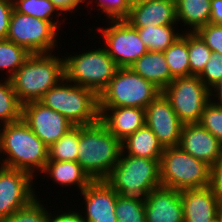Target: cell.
<instances>
[{"mask_svg": "<svg viewBox=\"0 0 222 222\" xmlns=\"http://www.w3.org/2000/svg\"><path fill=\"white\" fill-rule=\"evenodd\" d=\"M56 9L65 17L68 14H75L77 9L79 10L83 6H85L86 0H49ZM81 6V7H80Z\"/></svg>", "mask_w": 222, "mask_h": 222, "instance_id": "cell-40", "label": "cell"}, {"mask_svg": "<svg viewBox=\"0 0 222 222\" xmlns=\"http://www.w3.org/2000/svg\"><path fill=\"white\" fill-rule=\"evenodd\" d=\"M129 68L151 82L161 92L173 80L163 52L148 51Z\"/></svg>", "mask_w": 222, "mask_h": 222, "instance_id": "cell-22", "label": "cell"}, {"mask_svg": "<svg viewBox=\"0 0 222 222\" xmlns=\"http://www.w3.org/2000/svg\"><path fill=\"white\" fill-rule=\"evenodd\" d=\"M148 1H152V0H129L131 7L143 2H148Z\"/></svg>", "mask_w": 222, "mask_h": 222, "instance_id": "cell-45", "label": "cell"}, {"mask_svg": "<svg viewBox=\"0 0 222 222\" xmlns=\"http://www.w3.org/2000/svg\"><path fill=\"white\" fill-rule=\"evenodd\" d=\"M0 124H8L22 119V104L14 92L10 79L0 78Z\"/></svg>", "mask_w": 222, "mask_h": 222, "instance_id": "cell-28", "label": "cell"}, {"mask_svg": "<svg viewBox=\"0 0 222 222\" xmlns=\"http://www.w3.org/2000/svg\"><path fill=\"white\" fill-rule=\"evenodd\" d=\"M22 119L47 147L75 126L62 114L39 101L22 105Z\"/></svg>", "mask_w": 222, "mask_h": 222, "instance_id": "cell-13", "label": "cell"}, {"mask_svg": "<svg viewBox=\"0 0 222 222\" xmlns=\"http://www.w3.org/2000/svg\"><path fill=\"white\" fill-rule=\"evenodd\" d=\"M105 181L118 195L144 199L150 191L162 186L159 161L134 157L122 151Z\"/></svg>", "mask_w": 222, "mask_h": 222, "instance_id": "cell-6", "label": "cell"}, {"mask_svg": "<svg viewBox=\"0 0 222 222\" xmlns=\"http://www.w3.org/2000/svg\"><path fill=\"white\" fill-rule=\"evenodd\" d=\"M78 195L81 196L82 208L78 207L83 222H117L115 205L118 194L105 180H93Z\"/></svg>", "mask_w": 222, "mask_h": 222, "instance_id": "cell-15", "label": "cell"}, {"mask_svg": "<svg viewBox=\"0 0 222 222\" xmlns=\"http://www.w3.org/2000/svg\"><path fill=\"white\" fill-rule=\"evenodd\" d=\"M197 33L205 41L212 53L222 55V25L208 23L201 27Z\"/></svg>", "mask_w": 222, "mask_h": 222, "instance_id": "cell-37", "label": "cell"}, {"mask_svg": "<svg viewBox=\"0 0 222 222\" xmlns=\"http://www.w3.org/2000/svg\"><path fill=\"white\" fill-rule=\"evenodd\" d=\"M209 101L222 106V80L209 88Z\"/></svg>", "mask_w": 222, "mask_h": 222, "instance_id": "cell-43", "label": "cell"}, {"mask_svg": "<svg viewBox=\"0 0 222 222\" xmlns=\"http://www.w3.org/2000/svg\"><path fill=\"white\" fill-rule=\"evenodd\" d=\"M145 124L153 131L163 148L179 145L184 124L178 119L163 92L145 108Z\"/></svg>", "mask_w": 222, "mask_h": 222, "instance_id": "cell-14", "label": "cell"}, {"mask_svg": "<svg viewBox=\"0 0 222 222\" xmlns=\"http://www.w3.org/2000/svg\"><path fill=\"white\" fill-rule=\"evenodd\" d=\"M41 174L42 179L49 178L57 188L61 186L65 190H74L76 187L75 190L78 189L80 193L93 181L77 161L48 160Z\"/></svg>", "mask_w": 222, "mask_h": 222, "instance_id": "cell-21", "label": "cell"}, {"mask_svg": "<svg viewBox=\"0 0 222 222\" xmlns=\"http://www.w3.org/2000/svg\"><path fill=\"white\" fill-rule=\"evenodd\" d=\"M178 146L210 167L222 158V144L199 123L183 125Z\"/></svg>", "mask_w": 222, "mask_h": 222, "instance_id": "cell-16", "label": "cell"}, {"mask_svg": "<svg viewBox=\"0 0 222 222\" xmlns=\"http://www.w3.org/2000/svg\"><path fill=\"white\" fill-rule=\"evenodd\" d=\"M159 168L163 187L183 190L210 186L211 167L179 146L164 148Z\"/></svg>", "mask_w": 222, "mask_h": 222, "instance_id": "cell-7", "label": "cell"}, {"mask_svg": "<svg viewBox=\"0 0 222 222\" xmlns=\"http://www.w3.org/2000/svg\"><path fill=\"white\" fill-rule=\"evenodd\" d=\"M210 13L211 0H176V18L182 33L197 32L210 23Z\"/></svg>", "mask_w": 222, "mask_h": 222, "instance_id": "cell-23", "label": "cell"}, {"mask_svg": "<svg viewBox=\"0 0 222 222\" xmlns=\"http://www.w3.org/2000/svg\"><path fill=\"white\" fill-rule=\"evenodd\" d=\"M39 191H36V198L26 207L19 209L9 217L0 222H47L49 206L43 202V198L38 196Z\"/></svg>", "mask_w": 222, "mask_h": 222, "instance_id": "cell-33", "label": "cell"}, {"mask_svg": "<svg viewBox=\"0 0 222 222\" xmlns=\"http://www.w3.org/2000/svg\"><path fill=\"white\" fill-rule=\"evenodd\" d=\"M93 2L97 3V5L92 4ZM85 3H91L90 6L92 7V10L98 6V13L101 12L100 15L103 14L105 16L104 19L106 20L125 19L129 15L131 8L129 0H91V2L90 0L89 2L86 0Z\"/></svg>", "mask_w": 222, "mask_h": 222, "instance_id": "cell-34", "label": "cell"}, {"mask_svg": "<svg viewBox=\"0 0 222 222\" xmlns=\"http://www.w3.org/2000/svg\"><path fill=\"white\" fill-rule=\"evenodd\" d=\"M162 92L183 124L198 123L209 102V88L197 75L175 78Z\"/></svg>", "mask_w": 222, "mask_h": 222, "instance_id": "cell-11", "label": "cell"}, {"mask_svg": "<svg viewBox=\"0 0 222 222\" xmlns=\"http://www.w3.org/2000/svg\"><path fill=\"white\" fill-rule=\"evenodd\" d=\"M70 206H72L70 207V209L68 206H66L67 208H65L64 210L62 206V210L56 211H54L53 208H51L52 206H50V208L48 209L47 222H83L80 209H77V205L71 204ZM73 206H75L76 208L74 209ZM51 210H53V212Z\"/></svg>", "mask_w": 222, "mask_h": 222, "instance_id": "cell-38", "label": "cell"}, {"mask_svg": "<svg viewBox=\"0 0 222 222\" xmlns=\"http://www.w3.org/2000/svg\"><path fill=\"white\" fill-rule=\"evenodd\" d=\"M14 10L32 17L52 22L59 30L68 19L64 17L49 0H12ZM56 16V18H55ZM61 17V19H60ZM62 18L64 20H62ZM59 21V22H58ZM63 21V23H61Z\"/></svg>", "mask_w": 222, "mask_h": 222, "instance_id": "cell-26", "label": "cell"}, {"mask_svg": "<svg viewBox=\"0 0 222 222\" xmlns=\"http://www.w3.org/2000/svg\"><path fill=\"white\" fill-rule=\"evenodd\" d=\"M115 215L117 222H146L144 199L118 195Z\"/></svg>", "mask_w": 222, "mask_h": 222, "instance_id": "cell-32", "label": "cell"}, {"mask_svg": "<svg viewBox=\"0 0 222 222\" xmlns=\"http://www.w3.org/2000/svg\"><path fill=\"white\" fill-rule=\"evenodd\" d=\"M198 77L208 88L222 80V55L212 53Z\"/></svg>", "mask_w": 222, "mask_h": 222, "instance_id": "cell-36", "label": "cell"}, {"mask_svg": "<svg viewBox=\"0 0 222 222\" xmlns=\"http://www.w3.org/2000/svg\"><path fill=\"white\" fill-rule=\"evenodd\" d=\"M57 111L75 126H87L99 121V97L91 89L63 78L39 100Z\"/></svg>", "mask_w": 222, "mask_h": 222, "instance_id": "cell-4", "label": "cell"}, {"mask_svg": "<svg viewBox=\"0 0 222 222\" xmlns=\"http://www.w3.org/2000/svg\"><path fill=\"white\" fill-rule=\"evenodd\" d=\"M13 10L12 0H0V40L6 39Z\"/></svg>", "mask_w": 222, "mask_h": 222, "instance_id": "cell-39", "label": "cell"}, {"mask_svg": "<svg viewBox=\"0 0 222 222\" xmlns=\"http://www.w3.org/2000/svg\"><path fill=\"white\" fill-rule=\"evenodd\" d=\"M59 34V29L52 22L13 10L6 39L31 54L53 53L61 48L58 46Z\"/></svg>", "mask_w": 222, "mask_h": 222, "instance_id": "cell-9", "label": "cell"}, {"mask_svg": "<svg viewBox=\"0 0 222 222\" xmlns=\"http://www.w3.org/2000/svg\"><path fill=\"white\" fill-rule=\"evenodd\" d=\"M160 90L128 68H118L108 86L100 93L99 107H137L145 109Z\"/></svg>", "mask_w": 222, "mask_h": 222, "instance_id": "cell-8", "label": "cell"}, {"mask_svg": "<svg viewBox=\"0 0 222 222\" xmlns=\"http://www.w3.org/2000/svg\"><path fill=\"white\" fill-rule=\"evenodd\" d=\"M77 162L92 180H105L117 164L122 142L100 121L80 126Z\"/></svg>", "mask_w": 222, "mask_h": 222, "instance_id": "cell-3", "label": "cell"}, {"mask_svg": "<svg viewBox=\"0 0 222 222\" xmlns=\"http://www.w3.org/2000/svg\"><path fill=\"white\" fill-rule=\"evenodd\" d=\"M35 181L26 171L0 167V221L28 206L36 198Z\"/></svg>", "mask_w": 222, "mask_h": 222, "instance_id": "cell-12", "label": "cell"}, {"mask_svg": "<svg viewBox=\"0 0 222 222\" xmlns=\"http://www.w3.org/2000/svg\"><path fill=\"white\" fill-rule=\"evenodd\" d=\"M99 121L121 142L145 125V109L99 107Z\"/></svg>", "mask_w": 222, "mask_h": 222, "instance_id": "cell-20", "label": "cell"}, {"mask_svg": "<svg viewBox=\"0 0 222 222\" xmlns=\"http://www.w3.org/2000/svg\"><path fill=\"white\" fill-rule=\"evenodd\" d=\"M30 55L25 48L7 39L0 40V74L10 79Z\"/></svg>", "mask_w": 222, "mask_h": 222, "instance_id": "cell-29", "label": "cell"}, {"mask_svg": "<svg viewBox=\"0 0 222 222\" xmlns=\"http://www.w3.org/2000/svg\"><path fill=\"white\" fill-rule=\"evenodd\" d=\"M124 20L134 28L178 25L176 0H152L134 5Z\"/></svg>", "mask_w": 222, "mask_h": 222, "instance_id": "cell-19", "label": "cell"}, {"mask_svg": "<svg viewBox=\"0 0 222 222\" xmlns=\"http://www.w3.org/2000/svg\"><path fill=\"white\" fill-rule=\"evenodd\" d=\"M146 222H184L180 190L160 186L144 198Z\"/></svg>", "mask_w": 222, "mask_h": 222, "instance_id": "cell-17", "label": "cell"}, {"mask_svg": "<svg viewBox=\"0 0 222 222\" xmlns=\"http://www.w3.org/2000/svg\"><path fill=\"white\" fill-rule=\"evenodd\" d=\"M107 27L103 24L97 26L92 40L95 37L101 40L102 45L109 56L119 68H128L142 55L148 52L146 45L140 39L136 28L132 27L126 20H105ZM104 26V27H102ZM99 33V34H98ZM98 34L97 36H95Z\"/></svg>", "mask_w": 222, "mask_h": 222, "instance_id": "cell-10", "label": "cell"}, {"mask_svg": "<svg viewBox=\"0 0 222 222\" xmlns=\"http://www.w3.org/2000/svg\"><path fill=\"white\" fill-rule=\"evenodd\" d=\"M63 78L64 57L54 53L31 54L10 78L20 103L39 101Z\"/></svg>", "mask_w": 222, "mask_h": 222, "instance_id": "cell-1", "label": "cell"}, {"mask_svg": "<svg viewBox=\"0 0 222 222\" xmlns=\"http://www.w3.org/2000/svg\"><path fill=\"white\" fill-rule=\"evenodd\" d=\"M184 222H218L221 200L210 186L180 190Z\"/></svg>", "mask_w": 222, "mask_h": 222, "instance_id": "cell-18", "label": "cell"}, {"mask_svg": "<svg viewBox=\"0 0 222 222\" xmlns=\"http://www.w3.org/2000/svg\"><path fill=\"white\" fill-rule=\"evenodd\" d=\"M2 154V124H0V167L4 166Z\"/></svg>", "mask_w": 222, "mask_h": 222, "instance_id": "cell-44", "label": "cell"}, {"mask_svg": "<svg viewBox=\"0 0 222 222\" xmlns=\"http://www.w3.org/2000/svg\"><path fill=\"white\" fill-rule=\"evenodd\" d=\"M2 153L5 167L26 171L36 181L48 161V147L23 119L2 125Z\"/></svg>", "mask_w": 222, "mask_h": 222, "instance_id": "cell-2", "label": "cell"}, {"mask_svg": "<svg viewBox=\"0 0 222 222\" xmlns=\"http://www.w3.org/2000/svg\"><path fill=\"white\" fill-rule=\"evenodd\" d=\"M210 23L222 25V0H211Z\"/></svg>", "mask_w": 222, "mask_h": 222, "instance_id": "cell-42", "label": "cell"}, {"mask_svg": "<svg viewBox=\"0 0 222 222\" xmlns=\"http://www.w3.org/2000/svg\"><path fill=\"white\" fill-rule=\"evenodd\" d=\"M122 151L134 157H143L160 162L164 148L153 131L145 124L122 141Z\"/></svg>", "mask_w": 222, "mask_h": 222, "instance_id": "cell-24", "label": "cell"}, {"mask_svg": "<svg viewBox=\"0 0 222 222\" xmlns=\"http://www.w3.org/2000/svg\"><path fill=\"white\" fill-rule=\"evenodd\" d=\"M210 187L222 200V158L211 167Z\"/></svg>", "mask_w": 222, "mask_h": 222, "instance_id": "cell-41", "label": "cell"}, {"mask_svg": "<svg viewBox=\"0 0 222 222\" xmlns=\"http://www.w3.org/2000/svg\"><path fill=\"white\" fill-rule=\"evenodd\" d=\"M80 52H66L64 57L65 78L76 85L93 90L98 96L108 86L118 70L117 64L101 45ZM96 48V49H95Z\"/></svg>", "mask_w": 222, "mask_h": 222, "instance_id": "cell-5", "label": "cell"}, {"mask_svg": "<svg viewBox=\"0 0 222 222\" xmlns=\"http://www.w3.org/2000/svg\"><path fill=\"white\" fill-rule=\"evenodd\" d=\"M198 123L211 132L222 144V106L209 101Z\"/></svg>", "mask_w": 222, "mask_h": 222, "instance_id": "cell-35", "label": "cell"}, {"mask_svg": "<svg viewBox=\"0 0 222 222\" xmlns=\"http://www.w3.org/2000/svg\"><path fill=\"white\" fill-rule=\"evenodd\" d=\"M190 75H199L212 55L211 49L197 32H188Z\"/></svg>", "mask_w": 222, "mask_h": 222, "instance_id": "cell-31", "label": "cell"}, {"mask_svg": "<svg viewBox=\"0 0 222 222\" xmlns=\"http://www.w3.org/2000/svg\"><path fill=\"white\" fill-rule=\"evenodd\" d=\"M218 222H222V200L219 207Z\"/></svg>", "mask_w": 222, "mask_h": 222, "instance_id": "cell-46", "label": "cell"}, {"mask_svg": "<svg viewBox=\"0 0 222 222\" xmlns=\"http://www.w3.org/2000/svg\"><path fill=\"white\" fill-rule=\"evenodd\" d=\"M163 53L173 79L190 76L188 32H183Z\"/></svg>", "mask_w": 222, "mask_h": 222, "instance_id": "cell-27", "label": "cell"}, {"mask_svg": "<svg viewBox=\"0 0 222 222\" xmlns=\"http://www.w3.org/2000/svg\"><path fill=\"white\" fill-rule=\"evenodd\" d=\"M179 27L181 26L159 25L136 29L148 51L164 52L180 36H182V31Z\"/></svg>", "mask_w": 222, "mask_h": 222, "instance_id": "cell-25", "label": "cell"}, {"mask_svg": "<svg viewBox=\"0 0 222 222\" xmlns=\"http://www.w3.org/2000/svg\"><path fill=\"white\" fill-rule=\"evenodd\" d=\"M80 126H74L48 147V160L77 161Z\"/></svg>", "mask_w": 222, "mask_h": 222, "instance_id": "cell-30", "label": "cell"}]
</instances>
